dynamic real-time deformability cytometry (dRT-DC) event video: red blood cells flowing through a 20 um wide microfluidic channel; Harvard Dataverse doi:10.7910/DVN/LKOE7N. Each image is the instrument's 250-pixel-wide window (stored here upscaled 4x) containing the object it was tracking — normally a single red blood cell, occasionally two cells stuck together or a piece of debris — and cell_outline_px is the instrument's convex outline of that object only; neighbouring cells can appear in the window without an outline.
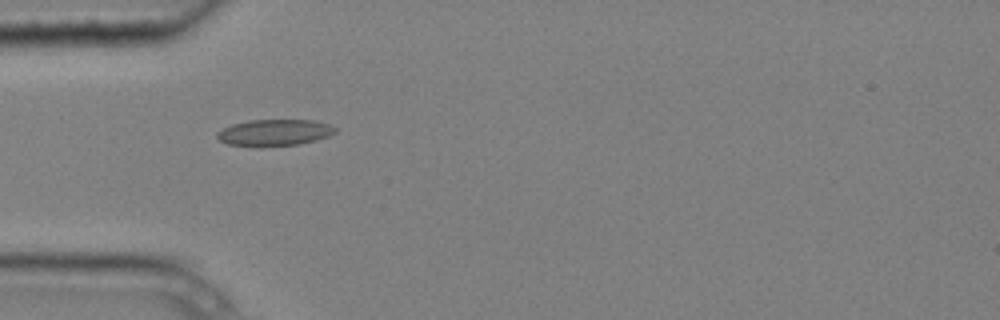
{"species": "common noctule bat (a hibernating species)", "species_latin": "Nyctalus noctula", "temperature_condition": "cold", "stored_images_in_passage": 10, "camera_frame_rate_fps": 3000, "um_per_image_px": 0.085, "animal": {"sex": "male", "body_mass_g": 20.4}, "frame": {"image": 1, "passage_image": 5, "time_ms": 1.333, "image_size_px": [1000, 320], "cell_outline_px": [[336, 132], [328, 136], [316, 140], [296, 144], [260, 148], [252, 148], [228, 144], [220, 140], [216, 136], [216, 132], [232, 124], [248, 120], [312, 120], [328, 124], [336, 128]], "centroid_in_image_um": [23.28, 11.29], "position_along_channel_um": 61.7, "area_um2": 18.5}}
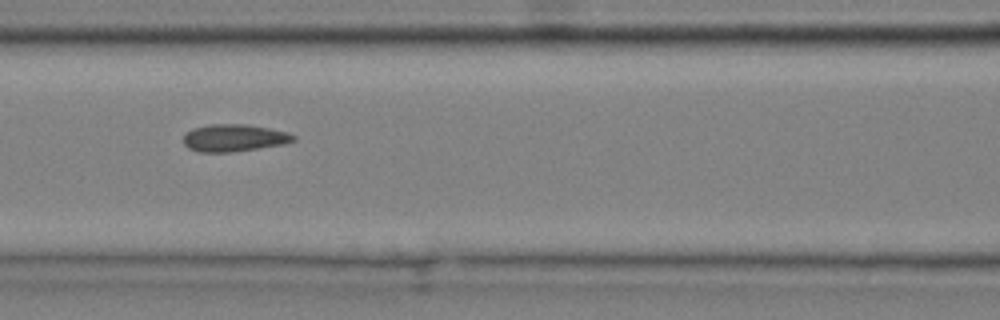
{"frame": {"image": 2, "passage_image": 7, "time_ms": 2.0, "image_size_px": [1000, 320], "cell_outline_px": [[296, 140], [284, 144], [232, 152], [196, 152], [188, 148], [184, 144], [184, 136], [192, 128], [208, 124], [248, 124], [288, 132], [296, 136]], "centroid_in_image_um": [19.89, 11.72], "position_along_channel_um": 146.7, "area_um2": 17.57}}
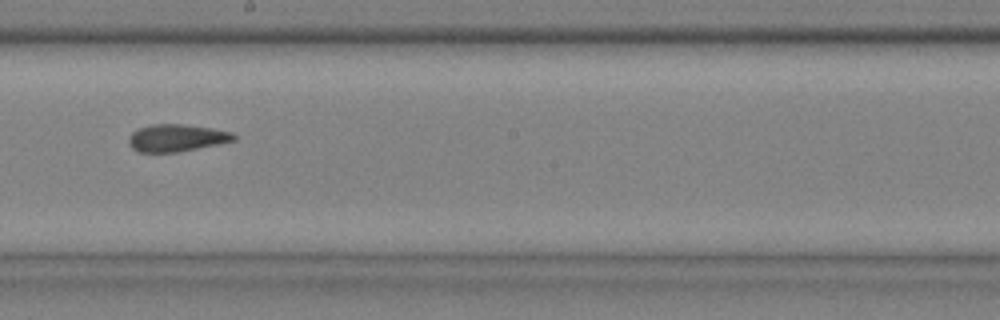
{"frame": {"image": 3, "passage_image": 9, "time_ms": 2.667, "image_size_px": [1000, 320], "cell_outline_px": [[236, 140], [220, 144], [176, 152], [140, 152], [132, 148], [128, 144], [128, 136], [132, 132], [140, 128], [152, 124], [180, 124], [212, 128], [232, 132], [236, 136]], "centroid_in_image_um": [15.01, 11.72], "position_along_channel_um": 233.2, "area_um2": 16.7}}